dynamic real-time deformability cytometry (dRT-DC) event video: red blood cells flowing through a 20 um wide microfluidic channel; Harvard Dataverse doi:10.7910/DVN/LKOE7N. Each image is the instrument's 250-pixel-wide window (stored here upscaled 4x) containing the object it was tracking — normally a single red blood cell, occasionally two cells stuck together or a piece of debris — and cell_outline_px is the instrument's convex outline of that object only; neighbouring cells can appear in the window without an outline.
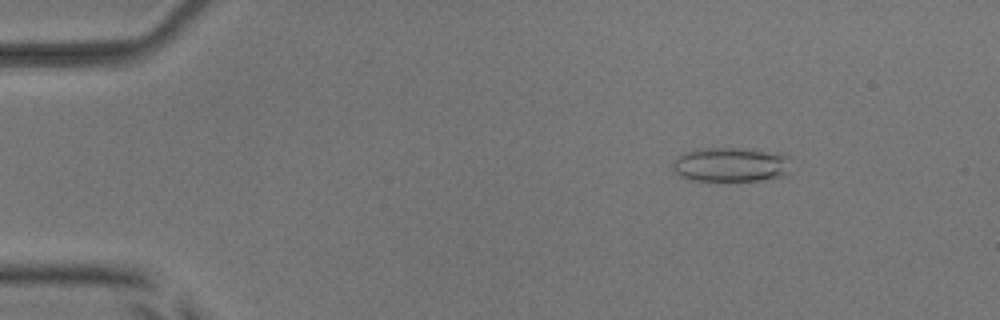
{"species": "common noctule bat (a hibernating species)", "species_latin": "Nyctalus noctula", "temperature_condition": "room temperature", "stored_images_in_passage": 53, "camera_frame_rate_fps": 3000, "um_per_image_px": 0.085, "animal": {"sex": "male", "body_mass_g": 17.9, "forearm_length_mm": 54.2}, "frame": {"image": 1, "passage_image": 8, "time_ms": 2.333, "image_size_px": [1000, 320], "cell_outline_px": [[788, 176], [760, 180], [688, 180], [680, 176], [672, 168], [672, 160], [676, 156], [692, 148], [752, 148], [784, 152], [788, 156]], "centroid_in_image_um": [62.12, 13.96], "position_along_channel_um": 22.9, "area_um2": 24.45}}
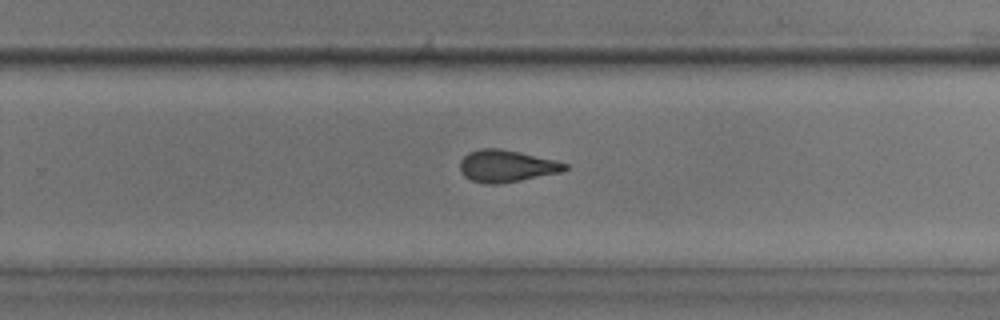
{"frame": {"image": 2, "passage_image": 35, "time_ms": 11.333, "image_size_px": [1000, 320], "cell_outline_px": [[568, 168], [560, 172], [520, 180], [496, 184], [484, 184], [472, 180], [464, 176], [460, 172], [460, 160], [468, 152], [480, 148], [500, 148], [520, 152], [568, 164]], "centroid_in_image_um": [42.99, 14.11], "position_along_channel_um": 286.8, "area_um2": 19.42}}
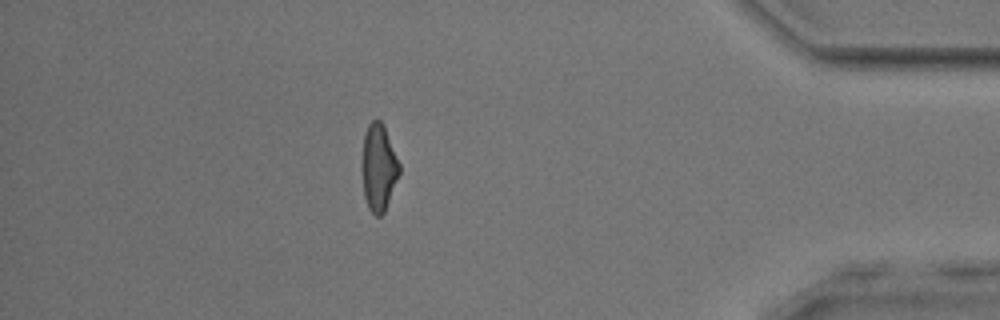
{"frame": {"image": 3, "passage_image": 47, "time_ms": 15.333, "image_size_px": [1000, 320], "cell_outline_px": [[400, 172], [384, 212], [380, 216], [376, 216], [368, 208], [364, 196], [364, 132], [368, 124], [372, 120], [380, 120], [384, 124], [400, 164]], "centroid_in_image_um": [32.22, 14.21], "position_along_channel_um": 403.0, "area_um2": 18.38}, "authors_computed_cell_mechanics": {"area_um2": 19.8832, "velocity_mm_per_s": 3.9143, "shape_relaxation_time_tau1_ms": null, "shape_relaxation_time_tau2_ms": 2.0258, "deformation_change_tau1": null, "deformation_change_tau2": 0.1047}}